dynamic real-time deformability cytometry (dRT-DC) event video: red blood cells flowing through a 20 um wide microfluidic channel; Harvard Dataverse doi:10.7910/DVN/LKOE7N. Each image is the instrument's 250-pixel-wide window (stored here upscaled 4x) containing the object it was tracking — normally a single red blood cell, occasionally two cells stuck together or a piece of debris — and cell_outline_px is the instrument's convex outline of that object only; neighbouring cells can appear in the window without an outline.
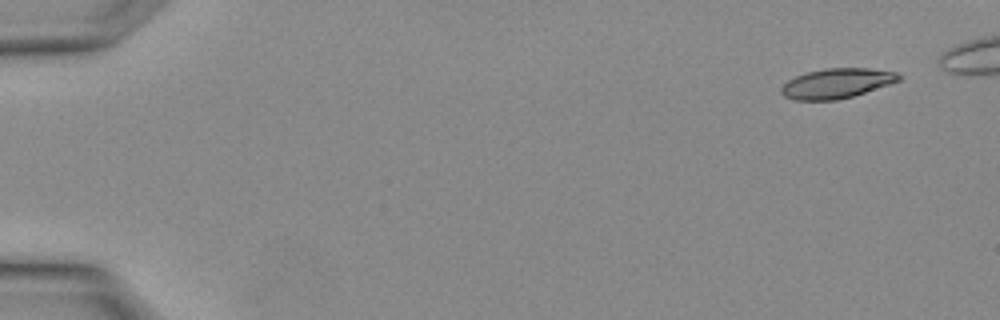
{"species": "Egyptian fruit bat (a non-hibernating species)", "species_latin": "Rousettus aegyptiacus", "temperature_condition": "warm", "stored_images_in_passage": 3, "camera_frame_rate_fps": 3000, "um_per_image_px": 0.085, "animal": {"sex": "female"}, "frame": {"image": 1, "passage_image": 1, "time_ms": 0.0, "image_size_px": [1000, 320], "cell_outline_px": [[900, 80], [852, 96], [836, 100], [792, 100], [784, 96], [780, 92], [780, 88], [788, 80], [796, 76], [808, 72], [824, 68], [868, 68], [896, 72], [900, 76]], "centroid_in_image_um": [71.06, 7.08], "position_along_channel_um": 13.9, "area_um2": 20.23}}